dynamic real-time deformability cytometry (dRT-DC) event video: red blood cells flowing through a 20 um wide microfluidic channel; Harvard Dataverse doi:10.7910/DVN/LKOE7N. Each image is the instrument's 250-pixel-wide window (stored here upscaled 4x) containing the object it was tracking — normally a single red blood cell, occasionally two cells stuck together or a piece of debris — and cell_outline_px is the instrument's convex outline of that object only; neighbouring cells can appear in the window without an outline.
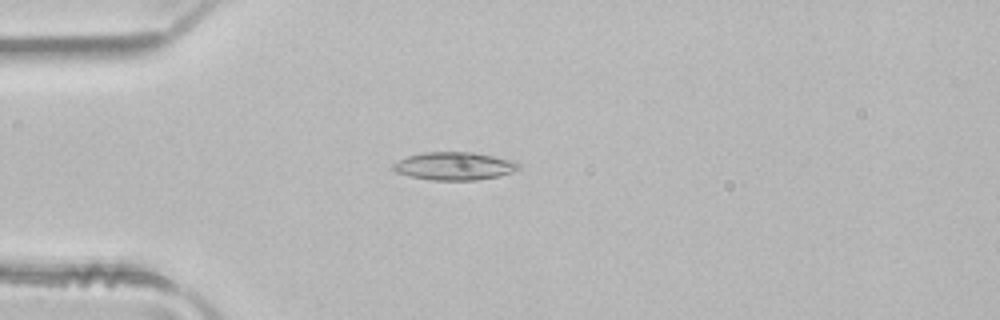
{"species": "common noctule bat (a hibernating species)", "species_latin": "Nyctalus noctula", "temperature_condition": "room temperature", "stored_images_in_passage": 3, "camera_frame_rate_fps": 3000, "um_per_image_px": 0.085, "animal": {"sex": "male", "body_mass_g": 21.5, "forearm_length_mm": 52.0}, "frame": {"image": 1, "passage_image": 3, "time_ms": 0.667, "image_size_px": [1000, 320], "cell_outline_px": [[520, 168], [512, 172], [496, 176], [476, 180], [432, 180], [408, 176], [396, 172], [392, 168], [392, 164], [408, 156], [424, 152], [472, 152], [516, 160], [520, 164]], "centroid_in_image_um": [38.63, 14.11], "position_along_channel_um": 46.4, "area_um2": 20.46}}